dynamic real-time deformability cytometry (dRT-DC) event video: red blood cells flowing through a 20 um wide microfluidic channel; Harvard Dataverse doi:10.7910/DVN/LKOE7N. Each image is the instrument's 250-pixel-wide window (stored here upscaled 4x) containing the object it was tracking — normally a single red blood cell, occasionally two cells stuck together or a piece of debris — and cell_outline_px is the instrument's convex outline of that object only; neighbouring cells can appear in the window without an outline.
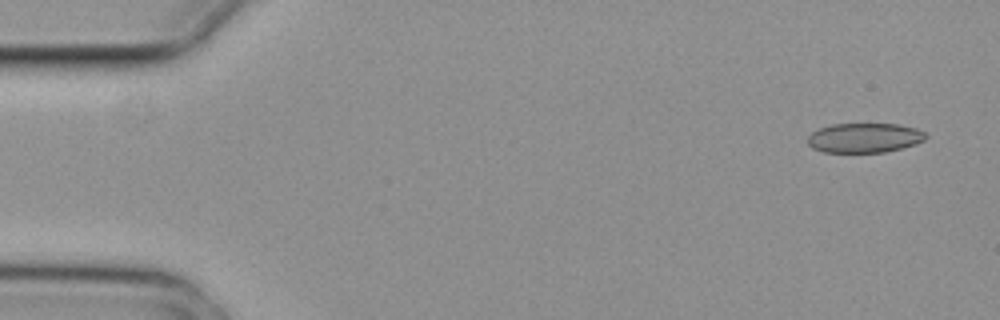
{"species": "common noctule bat (a hibernating species)", "species_latin": "Nyctalus noctula", "temperature_condition": "cold", "stored_images_in_passage": 6, "segment_of_instrument_passage": [2, 2], "camera_frame_rate_fps": 3000, "um_per_image_px": 0.085, "animal": {"sex": "female", "body_mass_g": 29.2, "forearm_length_mm": 56.3}, "frame": {"image": 1, "passage_image": 6, "time_ms": 1.667, "image_size_px": [1000, 320], "cell_outline_px": [[928, 136], [924, 140], [916, 144], [884, 152], [824, 152], [812, 148], [808, 144], [808, 136], [812, 132], [820, 128], [832, 124], [896, 124], [916, 128], [924, 132]], "centroid_in_image_um": [73.47, 11.71], "position_along_channel_um": 11.5, "area_um2": 20.29}}